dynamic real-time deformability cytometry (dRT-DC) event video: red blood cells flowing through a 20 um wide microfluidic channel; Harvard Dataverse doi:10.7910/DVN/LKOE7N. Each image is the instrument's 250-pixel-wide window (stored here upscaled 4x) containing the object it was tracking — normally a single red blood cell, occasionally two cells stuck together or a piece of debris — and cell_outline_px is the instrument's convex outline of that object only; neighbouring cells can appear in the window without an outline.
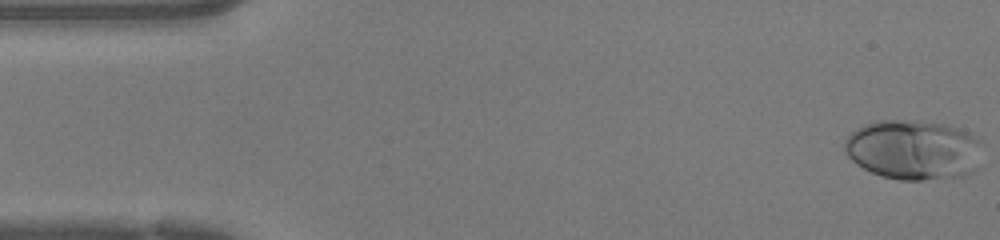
{"species": "human", "species_latin": "Homo sapiens", "temperature_condition": "warm", "stored_images_in_passage": 47, "camera_frame_rate_fps": 3000, "um_per_image_px": 0.085, "donor": {"sex": "female"}, "frame": {"image": 1, "passage_image": 1, "time_ms": 0.0, "image_size_px": [1000, 240], "cell_outline_px": [[984, 140], [976, 168], [972, 172], [964, 176], [924, 180], [900, 180], [884, 176], [872, 172], [856, 164], [844, 152], [844, 140], [856, 128], [864, 124], [876, 120], [920, 120], [948, 124], [960, 128], [980, 136]], "centroid_in_image_um": [77.69, 12.7], "position_along_channel_um": 7.3, "area_um2": 49.01}}
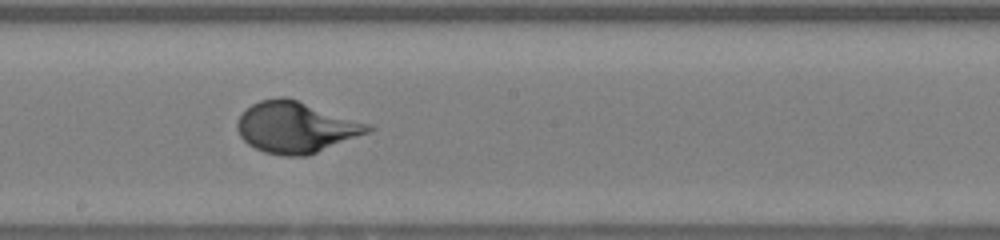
{"frame": {"image": 2, "passage_image": 25, "time_ms": 8.0, "image_size_px": [1000, 240], "cell_outline_px": [[376, 128], [368, 132], [308, 156], [284, 156], [264, 152], [248, 144], [240, 136], [236, 128], [236, 124], [240, 116], [252, 104], [260, 100], [280, 96], [284, 96], [372, 124]], "centroid_in_image_um": [25.16, 10.82], "position_along_channel_um": 223.0, "area_um2": 38.84}}
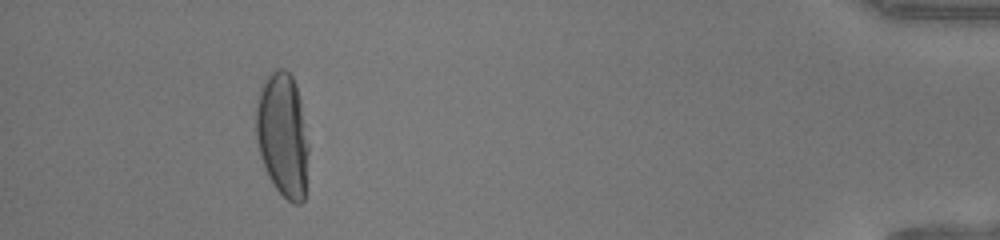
{"frame": {"image": 3, "passage_image": 43, "time_ms": 14.0, "image_size_px": [1000, 240], "cell_outline_px": [[308, 152], [304, 200], [300, 204], [292, 204], [276, 188], [268, 176], [260, 156], [256, 140], [256, 100], [260, 88], [268, 72], [276, 68], [284, 68], [292, 76], [296, 84], [300, 100], [308, 144]], "centroid_in_image_um": [24.01, 11.43], "position_along_channel_um": 411.2, "area_um2": 38.26}, "authors_computed_cell_mechanics": {"area_um2": 38.6682, "velocity_mm_per_s": 4.2746, "shape_relaxation_time_tau1_ms": 3.1263, "shape_relaxation_time_tau2_ms": null, "deformation_change_tau1": 0.2097, "deformation_change_tau2": null}}